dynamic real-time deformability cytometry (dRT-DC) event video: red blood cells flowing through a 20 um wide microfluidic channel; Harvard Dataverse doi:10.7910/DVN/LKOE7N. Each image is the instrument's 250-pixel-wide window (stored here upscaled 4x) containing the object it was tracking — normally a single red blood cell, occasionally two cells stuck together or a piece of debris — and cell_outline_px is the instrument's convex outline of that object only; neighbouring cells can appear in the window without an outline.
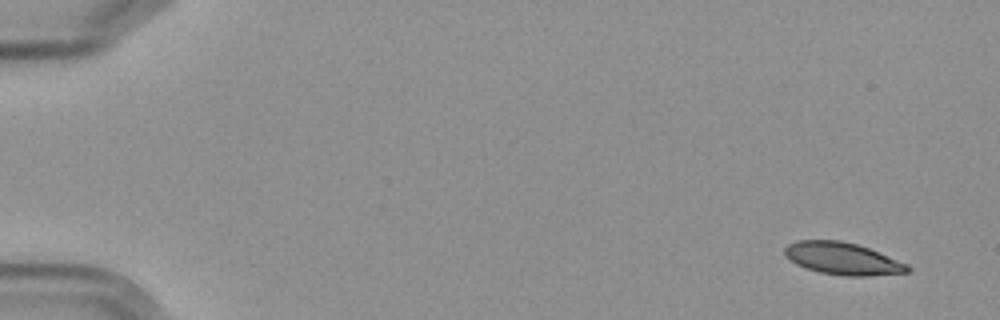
{"species": "Egyptian fruit bat (a non-hibernating species)", "species_latin": "Rousettus aegyptiacus", "temperature_condition": "cold", "stored_images_in_passage": 6, "camera_frame_rate_fps": 3000, "um_per_image_px": 0.085, "frame": {"image": 1, "passage_image": 1, "time_ms": 0.0, "image_size_px": [1000, 320], "cell_outline_px": [[912, 268], [908, 272], [868, 276], [844, 276], [820, 272], [796, 264], [784, 256], [784, 248], [788, 244], [796, 240], [840, 240], [856, 244], [868, 248], [908, 264]], "centroid_in_image_um": [71.6, 21.98], "position_along_channel_um": 13.4, "area_um2": 23.0}}
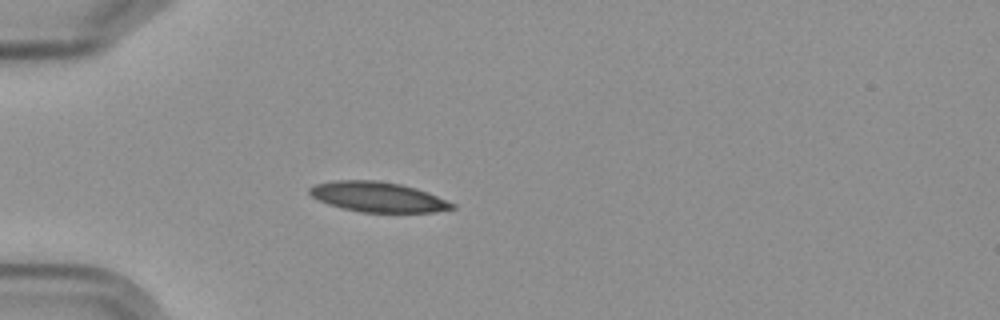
{"frame": {"image": 2, "passage_image": 5, "time_ms": 4.667, "image_size_px": [1000, 320], "cell_outline_px": [[456, 208], [436, 212], [360, 212], [328, 204], [312, 196], [308, 192], [308, 188], [316, 184], [332, 180], [376, 180], [400, 184], [416, 188], [428, 192], [456, 204]], "centroid_in_image_um": [32.14, 16.73], "position_along_channel_um": 52.9, "area_um2": 24.97}}